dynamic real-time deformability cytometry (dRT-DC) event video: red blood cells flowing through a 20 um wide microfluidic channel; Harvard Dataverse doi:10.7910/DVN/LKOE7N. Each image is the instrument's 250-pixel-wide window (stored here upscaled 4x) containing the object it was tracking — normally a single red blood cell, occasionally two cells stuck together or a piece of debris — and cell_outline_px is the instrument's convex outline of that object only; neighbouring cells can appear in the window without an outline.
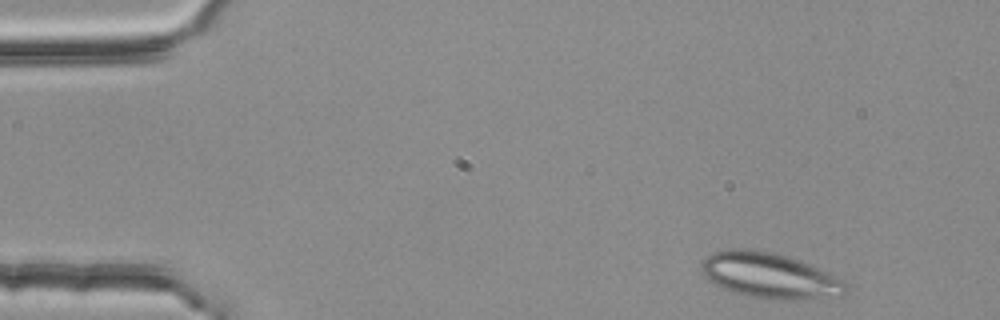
{"species": "common noctule bat (a hibernating species)", "species_latin": "Nyctalus noctula", "temperature_condition": "room temperature", "stored_images_in_passage": 2, "camera_frame_rate_fps": 3000, "um_per_image_px": 0.085, "animal": {"sex": "female", "body_mass_g": 25.1}, "frame": {"image": 1, "passage_image": 1, "time_ms": 0.0, "image_size_px": [1000, 320], "cell_outline_px": [[848, 292], [840, 296], [804, 300], [784, 300], [748, 296], [732, 292], [708, 280], [704, 276], [700, 268], [704, 260], [712, 252], [728, 248], [748, 248], [768, 252], [800, 260], [828, 272], [844, 280], [848, 284]], "centroid_in_image_um": [65.46, 23.43], "position_along_channel_um": 19.5, "area_um2": 38.49}}